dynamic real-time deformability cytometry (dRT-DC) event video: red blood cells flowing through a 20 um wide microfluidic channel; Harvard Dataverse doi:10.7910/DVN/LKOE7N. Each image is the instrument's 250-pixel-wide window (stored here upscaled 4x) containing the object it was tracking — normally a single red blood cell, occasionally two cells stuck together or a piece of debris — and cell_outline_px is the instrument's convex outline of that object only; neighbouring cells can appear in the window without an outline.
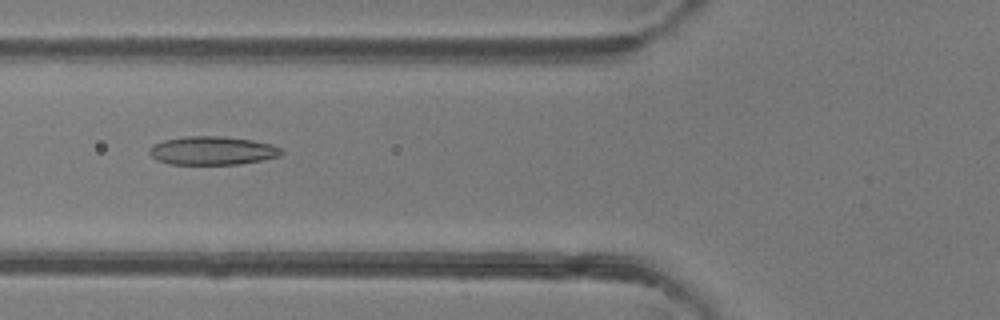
{"species": "common noctule bat (a hibernating species)", "species_latin": "Nyctalus noctula", "temperature_condition": "room temperature", "stored_images_in_passage": 50, "camera_frame_rate_fps": 3000, "um_per_image_px": 0.085, "animal": {"sex": "female"}, "frame": {"image": 1, "passage_image": 19, "time_ms": 6.0, "image_size_px": [1000, 320], "cell_outline_px": [[284, 152], [280, 156], [240, 164], [168, 164], [156, 160], [148, 152], [148, 148], [152, 144], [164, 140], [184, 136], [224, 136], [252, 140], [272, 144], [280, 148]], "centroid_in_image_um": [18.02, 12.8], "position_along_channel_um": 107.8, "area_um2": 22.08}}
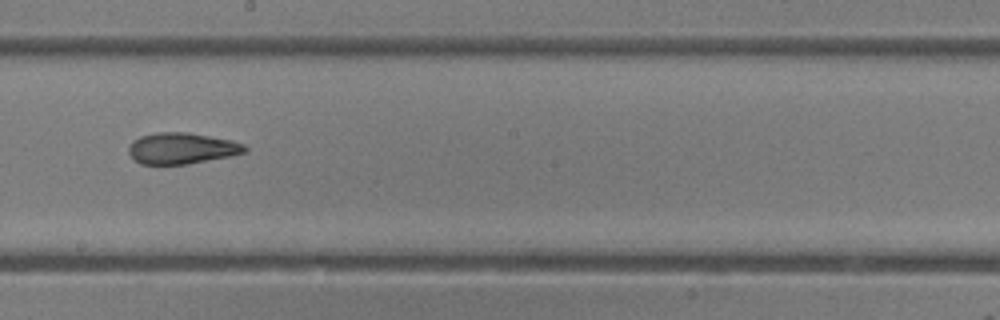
{"frame": {"image": 2, "passage_image": 28, "time_ms": 9.0, "image_size_px": [1000, 320], "cell_outline_px": [[248, 152], [188, 164], [140, 164], [128, 152], [128, 148], [132, 140], [140, 136], [156, 132], [188, 132], [232, 140], [244, 144], [248, 148]], "centroid_in_image_um": [15.45, 12.6], "position_along_channel_um": 232.7, "area_um2": 21.15}}
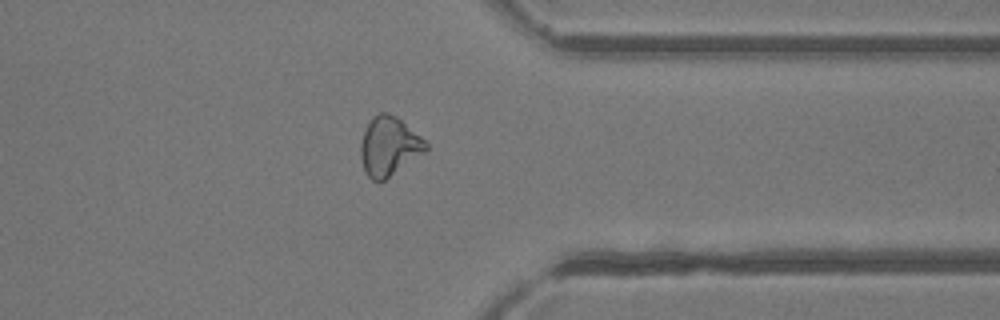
{"frame": {"image": 3, "passage_image": 39, "time_ms": 12.667, "image_size_px": [1000, 320], "cell_outline_px": [[428, 148], [424, 152], [384, 180], [372, 180], [368, 176], [364, 168], [360, 156], [360, 144], [364, 128], [372, 116], [380, 112], [388, 112], [396, 116], [420, 136], [428, 144]], "centroid_in_image_um": [33.03, 12.39], "position_along_channel_um": 378.4, "area_um2": 22.14}, "authors_computed_cell_mechanics": {"area_um2": 22.3975, "velocity_mm_per_s": 4.1623, "shape_relaxation_time_tau1_ms": 10.3244, "shape_relaxation_time_tau2_ms": 2.5709, "deformation_change_tau1": 0.235, "deformation_change_tau2": 0.0936}}